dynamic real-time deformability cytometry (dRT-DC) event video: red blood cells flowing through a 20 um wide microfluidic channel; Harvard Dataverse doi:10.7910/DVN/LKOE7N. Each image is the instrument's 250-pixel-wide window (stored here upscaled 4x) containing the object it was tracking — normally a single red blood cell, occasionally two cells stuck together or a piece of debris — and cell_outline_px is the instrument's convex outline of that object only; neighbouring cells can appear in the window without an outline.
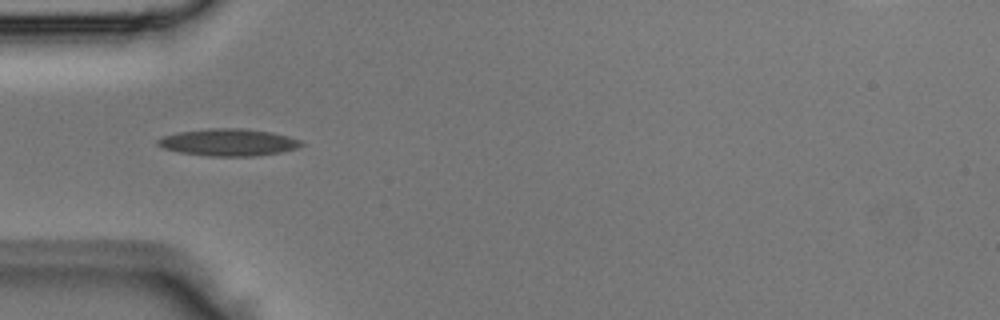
{"species": "Egyptian fruit bat (a non-hibernating species)", "species_latin": "Rousettus aegyptiacus", "temperature_condition": "room temperature", "stored_images_in_passage": 4, "camera_frame_rate_fps": 3000, "um_per_image_px": 0.085, "animal": {"sex": "male"}, "frame": {"image": 1, "passage_image": 4, "time_ms": 1.0, "image_size_px": [1000, 320], "cell_outline_px": [[304, 144], [296, 148], [280, 152], [256, 156], [208, 156], [180, 152], [164, 148], [156, 144], [156, 140], [164, 136], [180, 132], [208, 128], [240, 128], [268, 132], [288, 136], [300, 140]], "centroid_in_image_um": [19.4, 12.1], "position_along_channel_um": 65.6, "area_um2": 22.43}}